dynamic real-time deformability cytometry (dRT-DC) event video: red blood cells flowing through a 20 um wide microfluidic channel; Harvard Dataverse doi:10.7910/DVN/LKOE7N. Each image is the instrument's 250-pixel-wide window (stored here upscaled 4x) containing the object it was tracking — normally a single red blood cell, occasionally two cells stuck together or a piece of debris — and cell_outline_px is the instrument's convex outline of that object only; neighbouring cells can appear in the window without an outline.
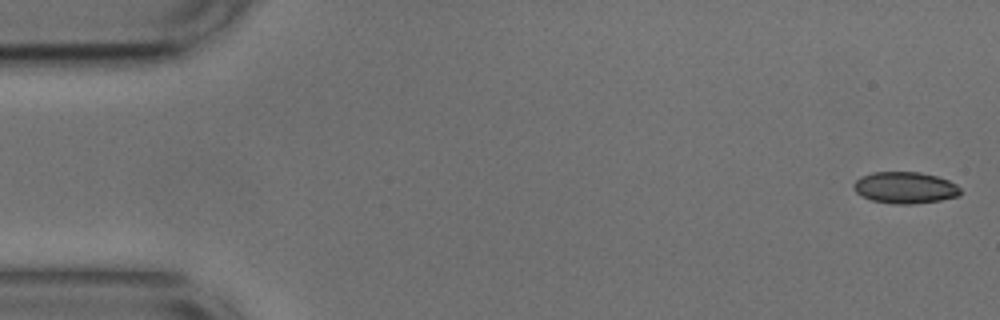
{"species": "common noctule bat (a hibernating species)", "species_latin": "Nyctalus noctula", "temperature_condition": "cold", "stored_images_in_passage": 52, "camera_frame_rate_fps": 3000, "um_per_image_px": 0.085, "animal": {"sex": "male", "body_mass_g": 17.9, "forearm_length_mm": 54.2}, "frame": {"image": 1, "passage_image": 1, "time_ms": 0.0, "image_size_px": [1000, 320], "cell_outline_px": [[960, 196], [940, 200], [912, 204], [896, 204], [872, 200], [856, 192], [856, 180], [860, 176], [872, 172], [920, 172], [936, 176], [948, 180], [956, 184], [960, 188]], "centroid_in_image_um": [76.97, 15.94], "position_along_channel_um": 8.0, "area_um2": 19.42}}
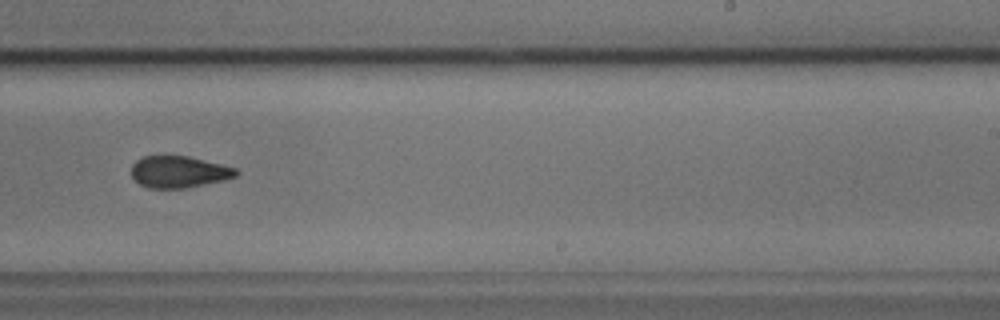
{"frame": {"image": 2, "passage_image": 32, "time_ms": 10.333, "image_size_px": [1000, 320], "cell_outline_px": [[240, 172], [236, 176], [224, 180], [184, 188], [148, 188], [140, 184], [132, 176], [132, 164], [136, 160], [144, 156], [188, 156], [236, 168]], "centroid_in_image_um": [15.2, 14.61], "position_along_channel_um": 273.8, "area_um2": 19.19}}
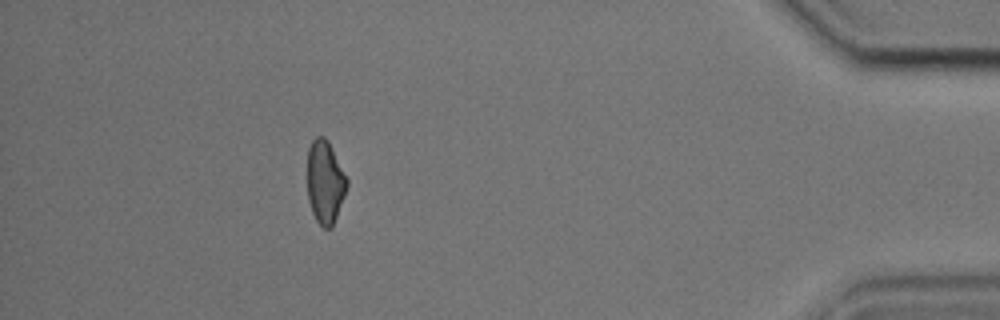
{"frame": {"image": 3, "passage_image": 47, "time_ms": 15.333, "image_size_px": [1000, 320], "cell_outline_px": [[348, 184], [344, 196], [332, 228], [324, 228], [316, 220], [312, 212], [308, 200], [308, 148], [312, 140], [316, 136], [324, 136], [328, 140], [348, 180]], "centroid_in_image_um": [27.63, 15.46], "position_along_channel_um": 407.6, "area_um2": 19.07}, "authors_computed_cell_mechanics": {"area_um2": 20.2589, "velocity_mm_per_s": 3.757, "shape_relaxation_time_tau1_ms": 9.501, "shape_relaxation_time_tau2_ms": 2.47, "deformation_change_tau1": 0.1332, "deformation_change_tau2": 0.086}}